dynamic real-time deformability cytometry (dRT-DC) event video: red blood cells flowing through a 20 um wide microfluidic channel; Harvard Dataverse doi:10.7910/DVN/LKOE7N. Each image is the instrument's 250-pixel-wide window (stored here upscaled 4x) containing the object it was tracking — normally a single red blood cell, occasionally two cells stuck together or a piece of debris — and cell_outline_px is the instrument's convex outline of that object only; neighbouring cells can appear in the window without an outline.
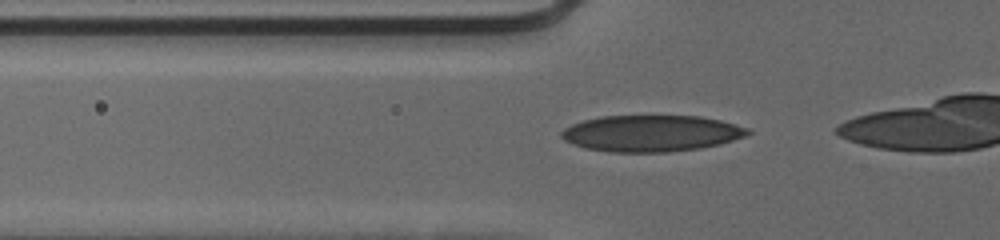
{"species": "human", "species_latin": "Homo sapiens", "temperature_condition": "cold", "stored_images_in_passage": 28, "camera_frame_rate_fps": 3000, "um_per_image_px": 0.085, "donor": {"sex": "male"}, "frame": {"image": 1, "passage_image": 3, "time_ms": 0.667, "image_size_px": [1000, 240], "cell_outline_px": [[752, 132], [744, 136], [720, 144], [700, 148], [668, 152], [608, 152], [584, 148], [572, 144], [564, 140], [560, 136], [560, 132], [564, 128], [572, 124], [584, 120], [600, 116], [700, 116], [720, 120], [748, 128]], "centroid_in_image_um": [55.32, 11.34], "position_along_channel_um": 70.5, "area_um2": 39.59}}
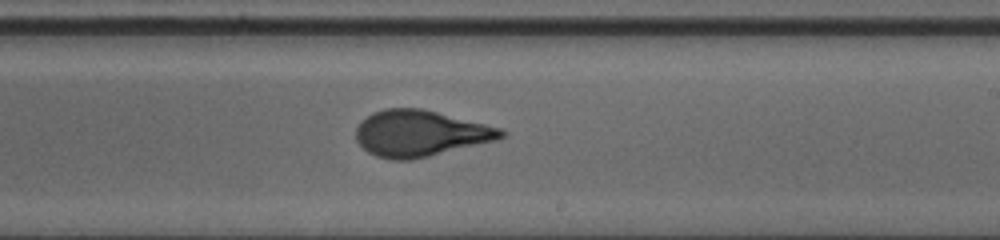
{"frame": {"image": 2, "passage_image": 17, "time_ms": 5.333, "image_size_px": [1000, 240], "cell_outline_px": [[508, 132], [504, 136], [496, 140], [412, 160], [388, 160], [376, 156], [368, 152], [356, 140], [356, 128], [372, 112], [384, 108], [420, 108], [504, 128]], "centroid_in_image_um": [35.73, 11.34], "position_along_channel_um": 253.3, "area_um2": 39.02}}
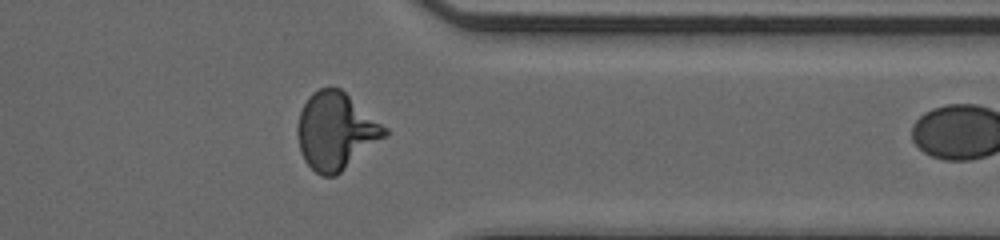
{"frame": {"image": 3, "passage_image": 27, "time_ms": 8.667, "image_size_px": [1000, 240], "cell_outline_px": [[388, 136], [336, 176], [320, 176], [304, 160], [300, 152], [296, 132], [296, 128], [300, 112], [308, 96], [312, 92], [320, 88], [340, 88], [388, 128]], "centroid_in_image_um": [28.55, 11.16], "position_along_channel_um": 382.9, "area_um2": 39.42}}